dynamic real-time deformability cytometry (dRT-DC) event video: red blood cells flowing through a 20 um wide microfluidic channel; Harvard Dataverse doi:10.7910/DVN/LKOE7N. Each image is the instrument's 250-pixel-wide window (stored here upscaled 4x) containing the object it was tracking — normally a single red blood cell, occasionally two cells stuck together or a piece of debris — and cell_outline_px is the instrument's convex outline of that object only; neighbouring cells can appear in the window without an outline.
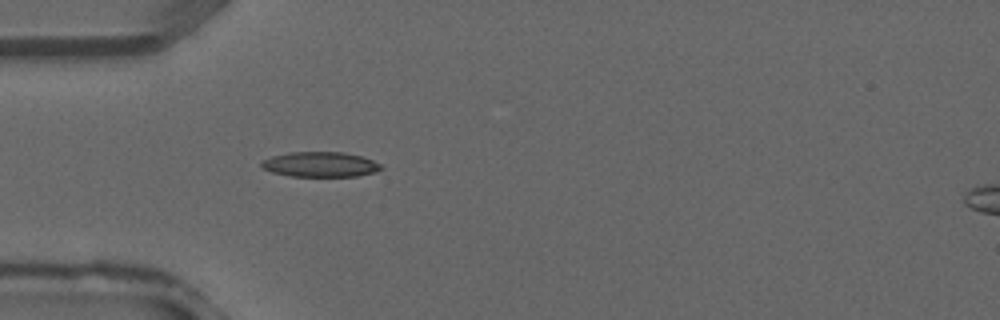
{"species": "common noctule bat (a hibernating species)", "species_latin": "Nyctalus noctula", "temperature_condition": "warm", "stored_images_in_passage": 28, "camera_frame_rate_fps": 3000, "um_per_image_px": 0.085, "animal": {"sex": "male", "forearm_length_mm": 52.5}, "frame": {"image": 1, "passage_image": 1, "time_ms": 0.0, "image_size_px": [1000, 320], "cell_outline_px": [[384, 168], [372, 172], [356, 176], [288, 176], [272, 172], [264, 168], [260, 164], [264, 160], [272, 156], [288, 152], [344, 152], [360, 156], [372, 160], [380, 164]], "centroid_in_image_um": [27.21, 13.97], "position_along_channel_um": 57.8, "area_um2": 17.28}}
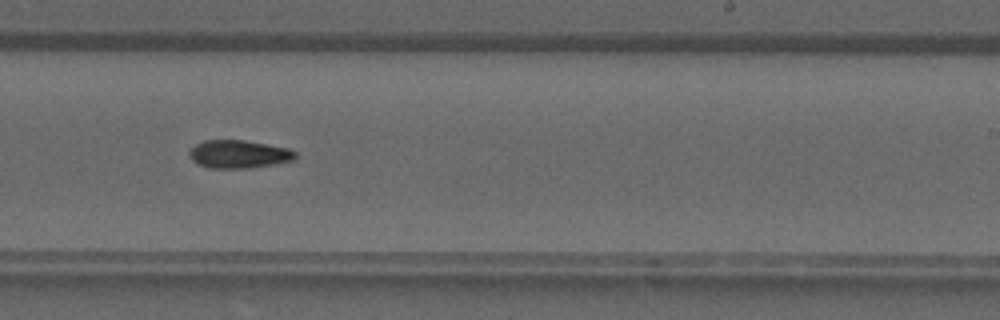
{"frame": {"image": 2, "passage_image": 13, "time_ms": 4.0, "image_size_px": [1000, 320], "cell_outline_px": [[296, 156], [292, 160], [272, 164], [248, 168], [208, 168], [196, 164], [192, 160], [188, 152], [196, 144], [204, 140], [244, 140], [288, 148], [296, 152]], "centroid_in_image_um": [20.25, 13.1], "position_along_channel_um": 268.8, "area_um2": 17.22}}
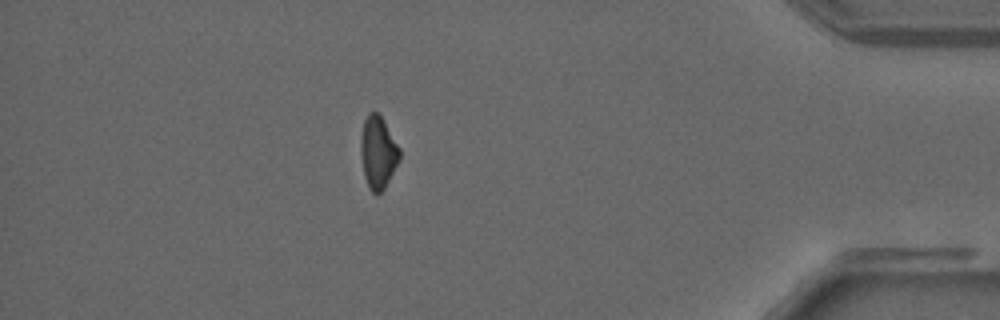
{"frame": {"image": 3, "passage_image": 23, "time_ms": 7.333, "image_size_px": [1000, 320], "cell_outline_px": [[400, 160], [384, 188], [380, 192], [372, 192], [368, 188], [364, 176], [360, 152], [360, 144], [364, 120], [368, 112], [376, 112], [380, 116], [400, 148]], "centroid_in_image_um": [32.12, 12.96], "position_along_channel_um": 403.1, "area_um2": 16.18}}